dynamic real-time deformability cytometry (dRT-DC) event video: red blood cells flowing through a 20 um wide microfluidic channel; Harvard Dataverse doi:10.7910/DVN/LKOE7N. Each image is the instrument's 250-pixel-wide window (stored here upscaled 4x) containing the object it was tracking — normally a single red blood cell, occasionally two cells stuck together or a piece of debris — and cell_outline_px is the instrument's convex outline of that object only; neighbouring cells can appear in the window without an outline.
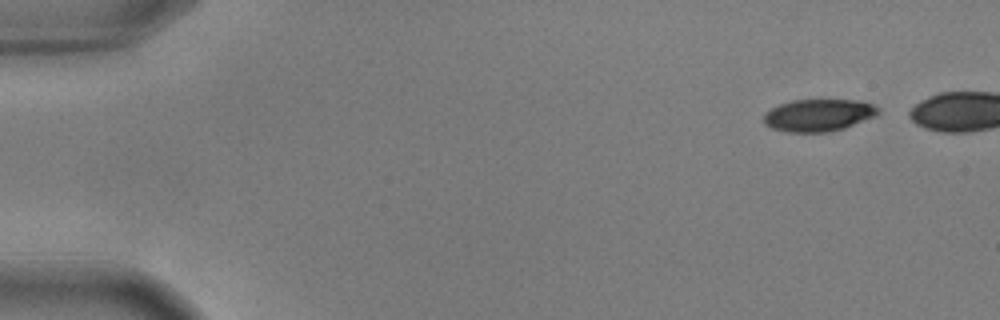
{"species": "common noctule bat (a hibernating species)", "species_latin": "Nyctalus noctula", "temperature_condition": "warm", "stored_images_in_passage": 46, "camera_frame_rate_fps": 3000, "um_per_image_px": 0.085, "animal": {"sex": "male", "body_mass_g": 17.9, "forearm_length_mm": 54.2}, "frame": {"image": 1, "passage_image": 1, "time_ms": 0.0, "image_size_px": [1000, 320], "cell_outline_px": [[880, 112], [876, 116], [844, 128], [824, 132], [788, 132], [772, 128], [764, 124], [764, 112], [780, 104], [792, 100], [860, 100], [872, 104], [880, 108]], "centroid_in_image_um": [69.58, 9.78], "position_along_channel_um": 15.4, "area_um2": 21.5}}
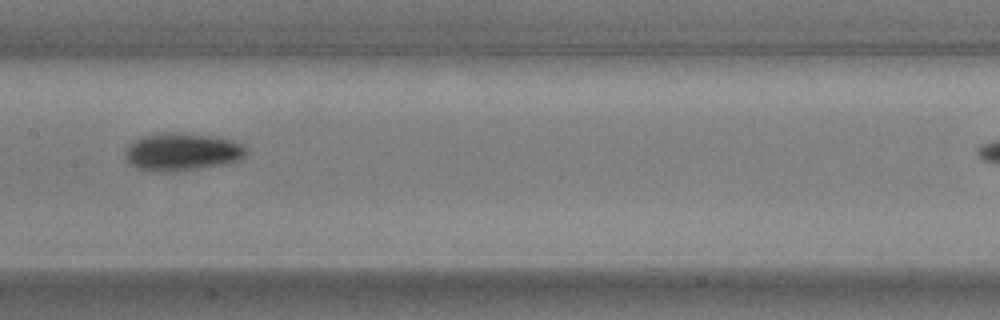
{"frame": {"image": 2, "passage_image": 25, "time_ms": 8.0, "image_size_px": [1000, 320], "cell_outline_px": [[248, 152], [240, 160], [224, 164], [200, 168], [160, 172], [148, 172], [136, 168], [124, 156], [124, 152], [140, 136], [164, 132], [180, 132], [208, 136], [232, 140], [244, 144], [248, 148]], "centroid_in_image_um": [15.49, 12.91], "position_along_channel_um": 191.9, "area_um2": 26.65}}
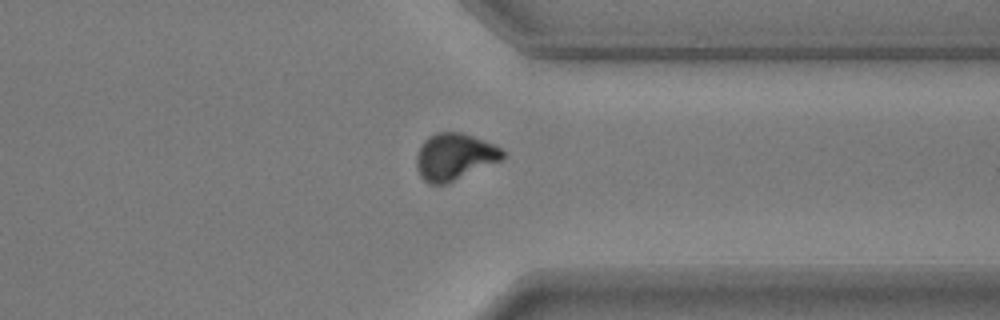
{"frame": {"image": 3, "passage_image": 40, "time_ms": 13.0, "image_size_px": [1000, 320], "cell_outline_px": [[504, 160], [448, 184], [428, 184], [420, 176], [416, 168], [416, 156], [424, 140], [428, 136], [436, 132], [460, 132], [496, 144], [504, 152]], "centroid_in_image_um": [38.65, 13.34], "position_along_channel_um": 372.8, "area_um2": 23.93}, "authors_computed_cell_mechanics": {"area_um2": 23.9581, "velocity_mm_per_s": 3.6485, "shape_relaxation_time_tau1_ms": 2.7378, "shape_relaxation_time_tau2_ms": null, "deformation_change_tau1": 0.1422, "deformation_change_tau2": null}}